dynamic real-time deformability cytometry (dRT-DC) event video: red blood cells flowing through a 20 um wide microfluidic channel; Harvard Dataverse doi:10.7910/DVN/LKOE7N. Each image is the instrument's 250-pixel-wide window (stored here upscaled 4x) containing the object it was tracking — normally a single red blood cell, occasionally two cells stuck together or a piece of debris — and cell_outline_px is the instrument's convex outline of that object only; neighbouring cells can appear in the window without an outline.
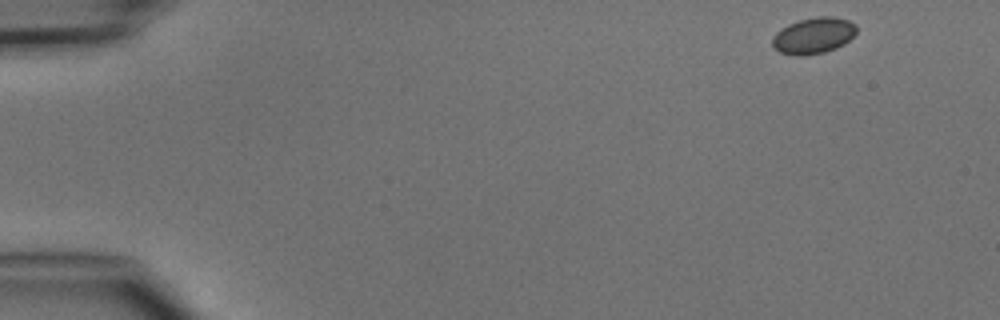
{"species": "common noctule bat (a hibernating species)", "species_latin": "Nyctalus noctula", "temperature_condition": "cold", "stored_images_in_passage": 4, "camera_frame_rate_fps": 3000, "um_per_image_px": 0.085, "animal": {"sex": "male", "body_mass_g": 15.6}, "frame": {"image": 1, "passage_image": 1, "time_ms": 0.0, "image_size_px": [1000, 320], "cell_outline_px": [[856, 32], [844, 44], [836, 48], [824, 52], [804, 56], [796, 56], [780, 52], [772, 48], [772, 36], [776, 32], [788, 24], [800, 20], [816, 16], [832, 16], [848, 20], [856, 24]], "centroid_in_image_um": [69.12, 3.03], "position_along_channel_um": 15.9, "area_um2": 17.86}}
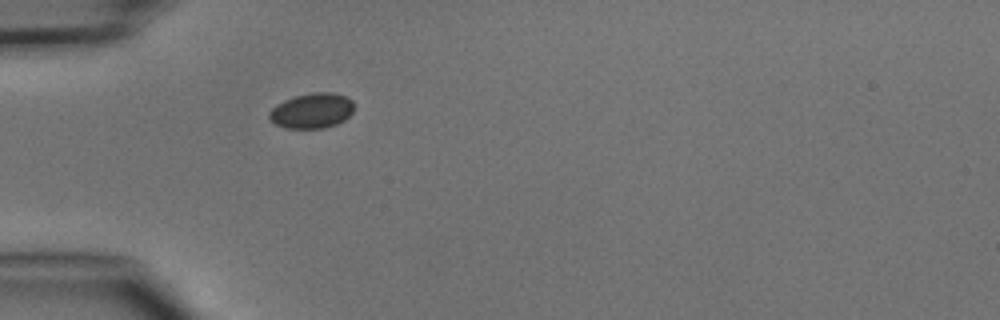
{"frame": {"image": 2, "passage_image": 4, "time_ms": 3.667, "image_size_px": [1000, 320], "cell_outline_px": [[352, 112], [344, 120], [336, 124], [324, 128], [288, 128], [276, 124], [268, 116], [268, 112], [276, 104], [284, 100], [296, 96], [312, 92], [332, 92], [344, 96], [352, 100]], "centroid_in_image_um": [26.49, 9.4], "position_along_channel_um": 58.5, "area_um2": 17.22}}